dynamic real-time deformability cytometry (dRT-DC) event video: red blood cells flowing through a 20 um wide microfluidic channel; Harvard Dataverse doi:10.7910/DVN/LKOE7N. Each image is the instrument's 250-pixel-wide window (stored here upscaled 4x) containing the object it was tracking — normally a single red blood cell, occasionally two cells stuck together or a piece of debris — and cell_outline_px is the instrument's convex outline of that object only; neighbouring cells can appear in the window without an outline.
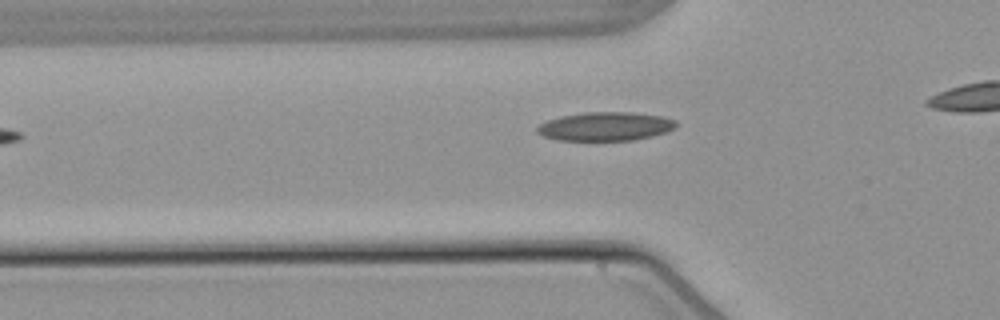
{"species": "common noctule bat (a hibernating species)", "species_latin": "Nyctalus noctula", "temperature_condition": "warm", "stored_images_in_passage": 3, "camera_frame_rate_fps": 3000, "um_per_image_px": 0.085, "animal": {"sex": "male", "body_mass_g": 21.5, "forearm_length_mm": 52.0}, "frame": {"image": 1, "passage_image": 3, "time_ms": 2.667, "image_size_px": [1000, 320], "cell_outline_px": [[680, 124], [676, 128], [668, 132], [652, 136], [632, 140], [560, 140], [544, 136], [536, 132], [536, 128], [540, 124], [548, 120], [560, 116], [584, 112], [632, 112], [660, 116], [676, 120]], "centroid_in_image_um": [51.51, 10.74], "position_along_channel_um": 74.3, "area_um2": 23.35}}